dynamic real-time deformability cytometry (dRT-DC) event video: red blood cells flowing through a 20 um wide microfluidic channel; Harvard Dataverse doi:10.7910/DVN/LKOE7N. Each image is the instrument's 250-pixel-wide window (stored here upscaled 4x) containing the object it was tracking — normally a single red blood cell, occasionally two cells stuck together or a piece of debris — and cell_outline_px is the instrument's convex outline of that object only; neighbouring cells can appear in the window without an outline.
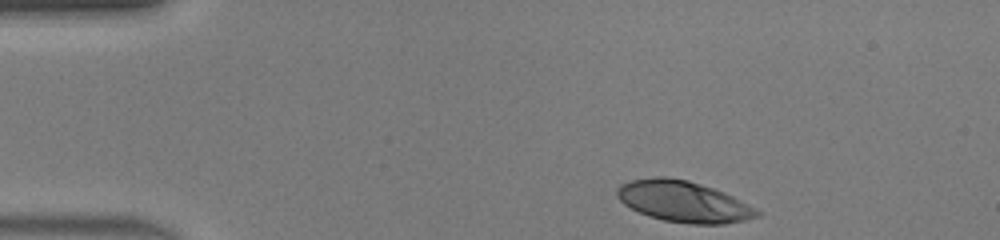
{"species": "human", "species_latin": "Homo sapiens", "temperature_condition": "warm", "stored_images_in_passage": 36, "camera_frame_rate_fps": 3000, "um_per_image_px": 0.085, "donor": {"sex": "male"}, "frame": {"image": 1, "passage_image": 1, "time_ms": 0.0, "image_size_px": [1000, 240], "cell_outline_px": [[760, 216], [744, 220], [724, 224], [692, 224], [664, 220], [648, 216], [624, 204], [616, 196], [616, 188], [620, 184], [632, 180], [652, 176], [668, 176], [688, 180], [724, 192], [756, 208], [760, 212]], "centroid_in_image_um": [58.07, 17.12], "position_along_channel_um": 26.9, "area_um2": 33.52}}
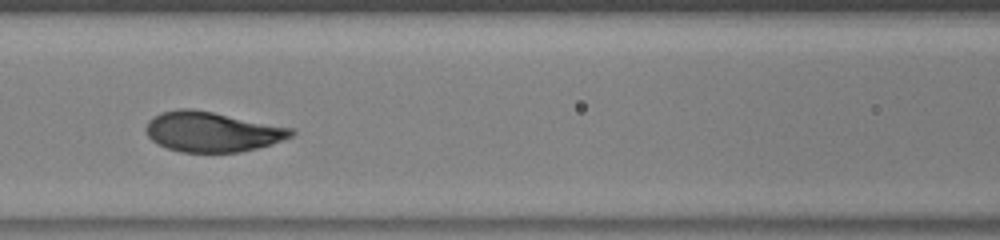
{"frame": {"image": 2, "passage_image": 15, "time_ms": 4.667, "image_size_px": [1000, 240], "cell_outline_px": [[296, 132], [292, 136], [272, 144], [240, 152], [180, 152], [168, 148], [152, 140], [144, 132], [144, 128], [148, 120], [160, 112], [180, 108], [192, 108], [296, 128]], "centroid_in_image_um": [18.03, 11.19], "position_along_channel_um": 148.6, "area_um2": 34.16}}
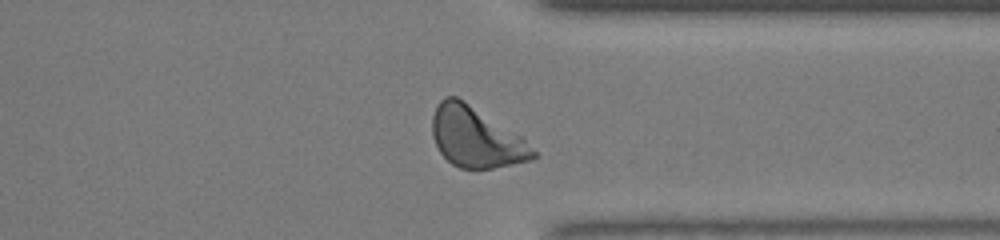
{"frame": {"image": 3, "passage_image": 31, "time_ms": 10.0, "image_size_px": [1000, 240], "cell_outline_px": [[540, 156], [532, 160], [492, 168], [460, 168], [452, 164], [440, 152], [432, 136], [432, 116], [436, 104], [444, 96], [456, 96], [464, 100], [524, 136]], "centroid_in_image_um": [40.49, 11.65], "position_along_channel_um": 370.9, "area_um2": 36.01}, "authors_computed_cell_mechanics": {"area_um2": 33.8708, "velocity_mm_per_s": 4.2086, "shape_relaxation_time_tau1_ms": 2.2571, "shape_relaxation_time_tau2_ms": null, "deformation_change_tau1": 0.2066, "deformation_change_tau2": null}}